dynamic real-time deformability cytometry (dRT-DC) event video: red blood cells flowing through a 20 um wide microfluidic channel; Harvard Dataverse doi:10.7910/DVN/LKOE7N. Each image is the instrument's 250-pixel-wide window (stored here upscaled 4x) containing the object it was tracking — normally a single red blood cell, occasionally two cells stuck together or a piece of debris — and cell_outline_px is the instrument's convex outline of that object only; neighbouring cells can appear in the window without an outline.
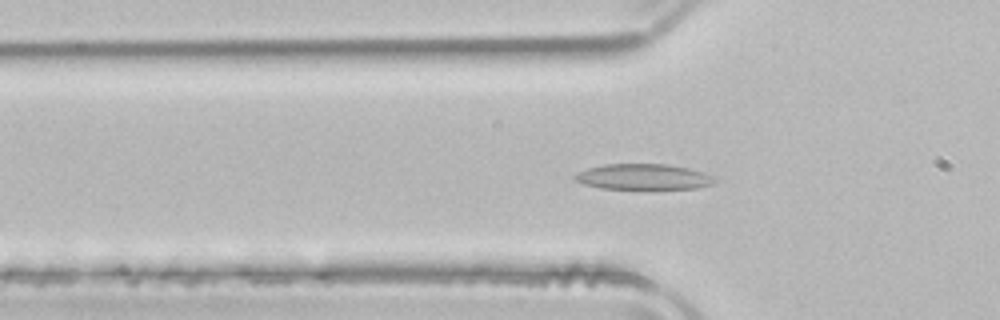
{"species": "common noctule bat (a hibernating species)", "species_latin": "Nyctalus noctula", "temperature_condition": "room temperature", "stored_images_in_passage": 52, "camera_frame_rate_fps": 3000, "um_per_image_px": 0.085, "animal": {"sex": "male", "body_mass_g": 21.5, "forearm_length_mm": 52.0}, "frame": {"image": 1, "passage_image": 17, "time_ms": 5.333, "image_size_px": [1000, 320], "cell_outline_px": [[716, 180], [712, 184], [696, 188], [652, 192], [644, 192], [600, 188], [584, 184], [576, 180], [572, 176], [588, 168], [604, 164], [668, 164], [688, 168], [704, 172], [712, 176]], "centroid_in_image_um": [54.72, 15.09], "position_along_channel_um": 71.1, "area_um2": 22.08}}
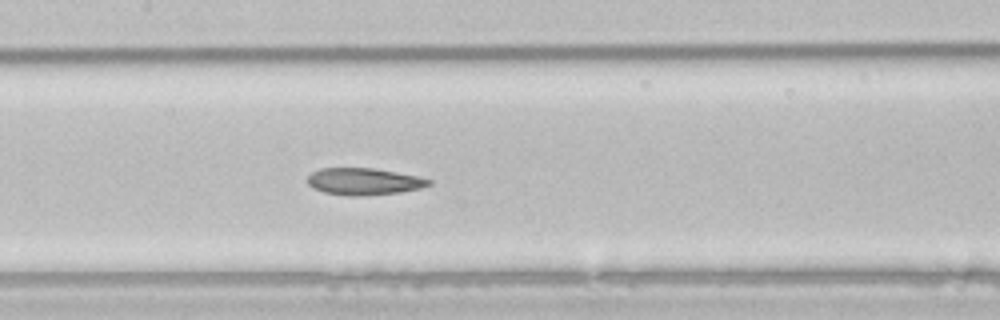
{"frame": {"image": 2, "passage_image": 25, "time_ms": 8.0, "image_size_px": [1000, 320], "cell_outline_px": [[432, 184], [420, 188], [400, 192], [364, 196], [348, 196], [324, 192], [312, 188], [308, 184], [308, 176], [312, 172], [320, 168], [372, 168], [420, 176], [432, 180]], "centroid_in_image_um": [30.94, 15.43], "position_along_channel_um": 176.5, "area_um2": 19.13}}
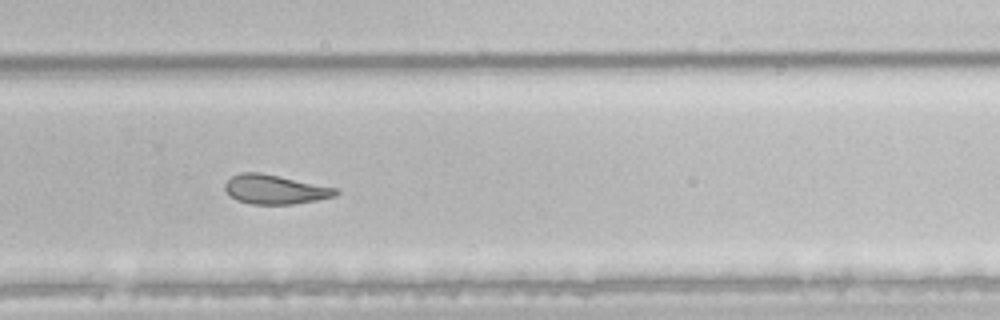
{"frame": {"image": 3, "passage_image": 35, "time_ms": 11.333, "image_size_px": [1000, 320], "cell_outline_px": [[340, 192], [336, 196], [316, 200], [292, 204], [252, 204], [236, 200], [224, 188], [224, 184], [232, 176], [240, 172], [260, 172], [340, 188]], "centroid_in_image_um": [23.42, 16.09], "position_along_channel_um": 306.4, "area_um2": 19.02}, "authors_computed_cell_mechanics": {"area_um2": 22.2241, "velocity_mm_per_s": 3.9235, "shape_relaxation_time_tau1_ms": null, "shape_relaxation_time_tau2_ms": 3.8139, "deformation_change_tau1": null, "deformation_change_tau2": 0.1175}}